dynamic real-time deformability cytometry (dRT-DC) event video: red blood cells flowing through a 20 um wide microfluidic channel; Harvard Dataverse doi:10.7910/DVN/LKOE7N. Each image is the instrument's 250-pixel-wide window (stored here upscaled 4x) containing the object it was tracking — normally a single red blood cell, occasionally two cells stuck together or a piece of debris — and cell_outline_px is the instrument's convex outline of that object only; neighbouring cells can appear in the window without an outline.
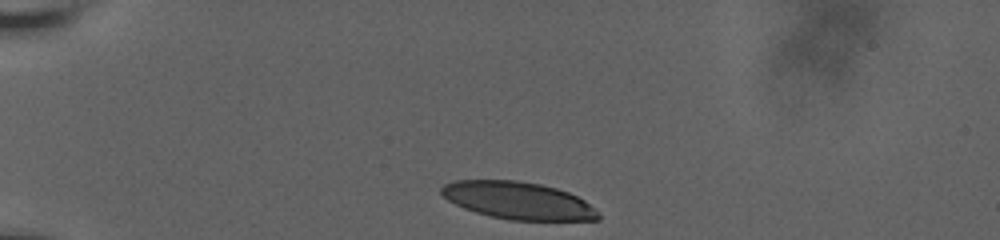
{"species": "human", "species_latin": "Homo sapiens", "temperature_condition": "room temperature", "stored_images_in_passage": 35, "camera_frame_rate_fps": 3000, "um_per_image_px": 0.085, "donor": {"sex": "male"}, "frame": {"image": 1, "passage_image": 1, "time_ms": 0.0, "image_size_px": [1000, 240], "cell_outline_px": [[600, 220], [508, 220], [476, 212], [464, 208], [448, 200], [440, 192], [440, 188], [444, 184], [456, 180], [516, 180], [540, 184], [556, 188], [568, 192], [584, 200], [600, 212]], "centroid_in_image_um": [44.06, 17.04], "position_along_channel_um": 40.9, "area_um2": 34.1}}
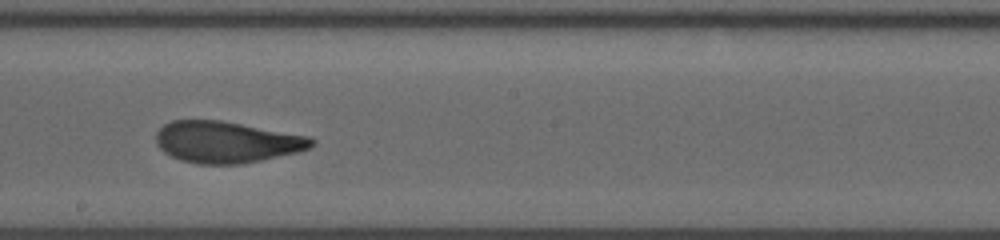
{"frame": {"image": 2, "passage_image": 20, "time_ms": 6.667, "image_size_px": [1000, 240], "cell_outline_px": [[316, 144], [308, 148], [296, 152], [260, 160], [240, 164], [196, 164], [180, 160], [164, 152], [156, 144], [156, 132], [164, 124], [172, 120], [220, 120], [308, 136], [316, 140]], "centroid_in_image_um": [19.22, 12.07], "position_along_channel_um": 229.0, "area_um2": 37.45}}
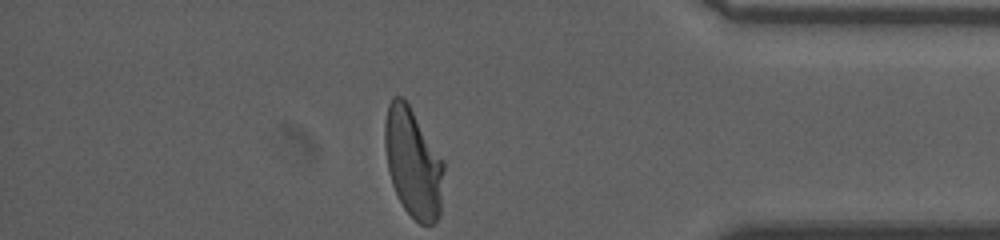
{"frame": {"image": 3, "passage_image": 35, "time_ms": 12.0, "image_size_px": [1000, 240], "cell_outline_px": [[444, 168], [440, 216], [432, 224], [420, 224], [404, 208], [392, 184], [388, 168], [384, 144], [384, 120], [388, 104], [392, 96], [400, 96], [408, 104], [444, 160]], "centroid_in_image_um": [35.11, 13.83], "position_along_channel_um": 400.1, "area_um2": 37.45}, "authors_computed_cell_mechanics": {"area_um2": 38.0324, "velocity_mm_per_s": 3.6591, "shape_relaxation_time_tau1_ms": 6.3753, "shape_relaxation_time_tau2_ms": 1.0963, "deformation_change_tau1": 0.2212, "deformation_change_tau2": 0.0724}}